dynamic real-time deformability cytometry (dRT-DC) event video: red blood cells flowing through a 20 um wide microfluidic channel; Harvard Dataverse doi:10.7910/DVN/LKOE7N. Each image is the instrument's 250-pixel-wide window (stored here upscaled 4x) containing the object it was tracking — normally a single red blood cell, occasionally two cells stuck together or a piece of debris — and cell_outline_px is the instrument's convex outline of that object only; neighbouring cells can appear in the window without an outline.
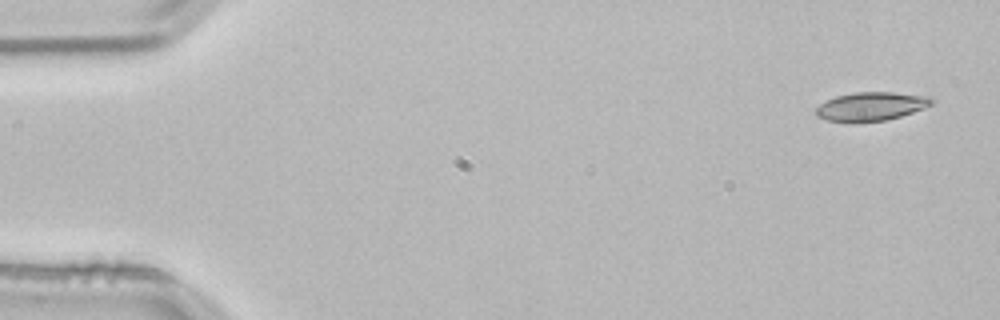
{"species": "common noctule bat (a hibernating species)", "species_latin": "Nyctalus noctula", "temperature_condition": "room temperature", "stored_images_in_passage": 4, "camera_frame_rate_fps": 3000, "um_per_image_px": 0.085, "animal": {"sex": "male", "body_mass_g": 21.5, "forearm_length_mm": 52.0}, "frame": {"image": 1, "passage_image": 1, "time_ms": 0.0, "image_size_px": [1000, 320], "cell_outline_px": [[932, 104], [924, 108], [888, 120], [828, 120], [816, 116], [816, 108], [820, 104], [836, 96], [856, 92], [892, 92], [928, 96], [932, 100]], "centroid_in_image_um": [74.06, 9.01], "position_along_channel_um": 10.9, "area_um2": 18.61}}
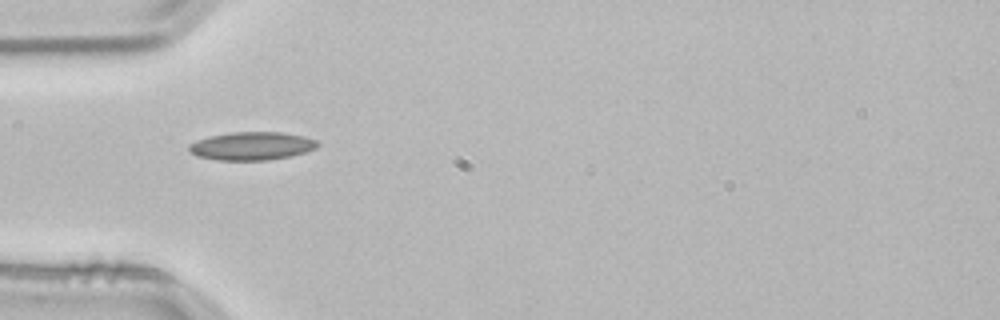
{"frame": {"image": 2, "passage_image": 4, "time_ms": 1.0, "image_size_px": [1000, 320], "cell_outline_px": [[320, 144], [316, 148], [292, 156], [268, 160], [216, 160], [196, 156], [188, 152], [188, 144], [196, 140], [208, 136], [232, 132], [284, 132], [304, 136], [316, 140]], "centroid_in_image_um": [21.37, 12.41], "position_along_channel_um": 63.6, "area_um2": 21.39}}